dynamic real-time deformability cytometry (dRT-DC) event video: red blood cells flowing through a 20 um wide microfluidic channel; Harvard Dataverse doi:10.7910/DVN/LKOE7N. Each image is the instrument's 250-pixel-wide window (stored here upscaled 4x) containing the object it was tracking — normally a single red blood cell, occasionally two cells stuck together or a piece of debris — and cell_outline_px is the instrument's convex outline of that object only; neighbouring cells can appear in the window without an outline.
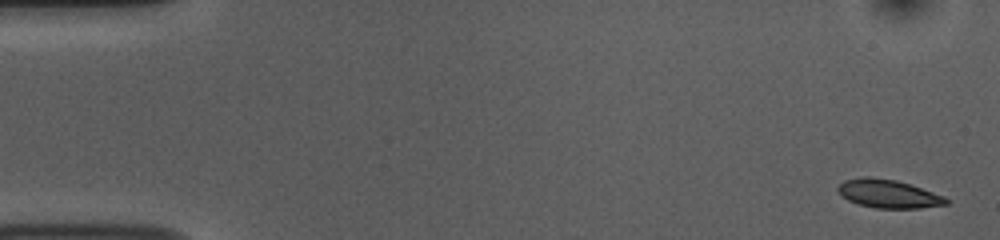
{"species": "common noctule bat (a hibernating species)", "species_latin": "Nyctalus noctula", "temperature_condition": "room temperature", "stored_images_in_passage": 52, "camera_frame_rate_fps": 3000, "um_per_image_px": 0.085, "animal": {"sex": "female", "body_mass_g": 10.0, "forearm_length_mm": 53.1}, "frame": {"image": 1, "passage_image": 1, "time_ms": 0.0, "image_size_px": [1000, 240], "cell_outline_px": [[948, 204], [920, 208], [876, 208], [860, 204], [848, 200], [840, 196], [836, 188], [844, 180], [860, 176], [868, 176], [896, 180], [944, 196], [948, 200]], "centroid_in_image_um": [75.46, 16.46], "position_along_channel_um": 9.5, "area_um2": 17.8}}
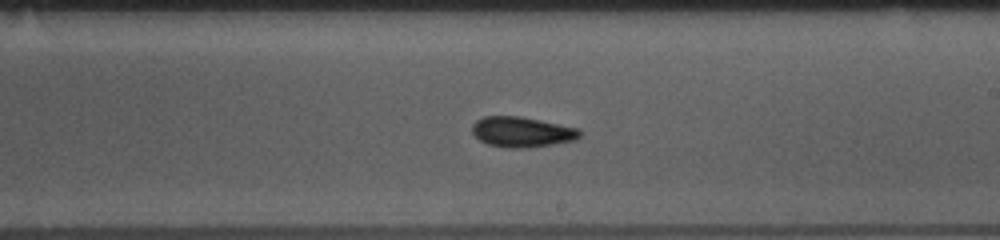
{"frame": {"image": 2, "passage_image": 30, "time_ms": 9.667, "image_size_px": [1000, 240], "cell_outline_px": [[580, 136], [576, 140], [528, 148], [508, 148], [488, 144], [480, 140], [472, 132], [472, 124], [476, 120], [484, 116], [520, 116], [580, 128]], "centroid_in_image_um": [44.37, 11.21], "position_along_channel_um": 244.6, "area_um2": 19.07}}
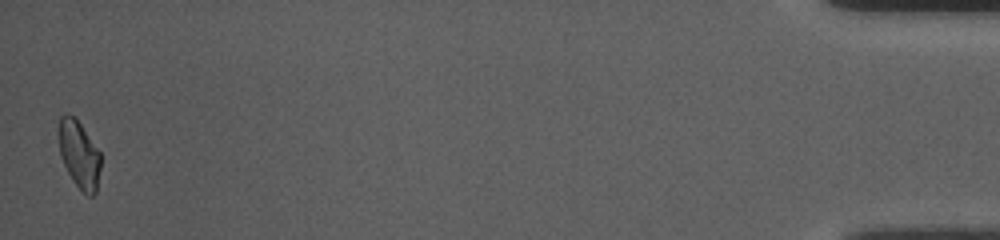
{"frame": {"image": 3, "passage_image": 52, "time_ms": 17.0, "image_size_px": [1000, 240], "cell_outline_px": [[100, 168], [96, 192], [92, 196], [88, 196], [72, 180], [60, 156], [60, 116], [64, 112], [68, 112], [80, 124], [100, 152]], "centroid_in_image_um": [6.74, 13.14], "position_along_channel_um": 428.5, "area_um2": 16.07}, "authors_computed_cell_mechanics": {"area_um2": 18.0047, "velocity_mm_per_s": 3.7539, "shape_relaxation_time_tau1_ms": 6.7732, "shape_relaxation_time_tau2_ms": 2.8799, "deformation_change_tau1": 0.1252, "deformation_change_tau2": 0.0718}}